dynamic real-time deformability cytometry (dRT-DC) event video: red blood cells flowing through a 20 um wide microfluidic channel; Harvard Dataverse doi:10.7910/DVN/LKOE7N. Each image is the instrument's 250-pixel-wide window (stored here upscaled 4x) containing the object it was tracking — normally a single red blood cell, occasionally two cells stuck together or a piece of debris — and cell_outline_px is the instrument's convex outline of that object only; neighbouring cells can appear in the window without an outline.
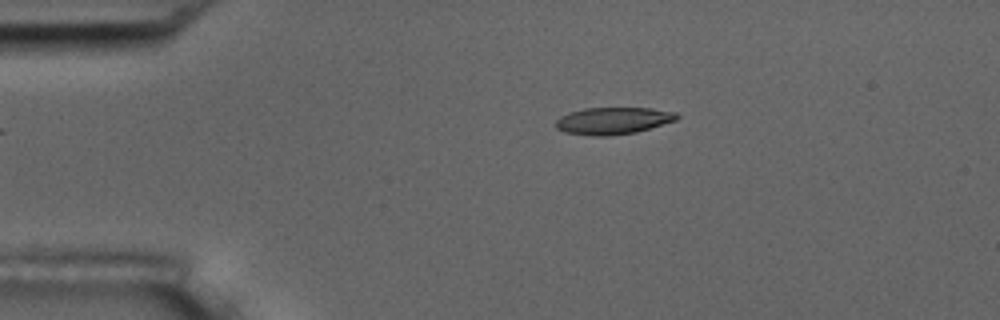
{"species": "common noctule bat (a hibernating species)", "species_latin": "Nyctalus noctula", "temperature_condition": "room temperature", "stored_images_in_passage": 3, "camera_frame_rate_fps": 3000, "um_per_image_px": 0.085, "animal": {"sex": "male", "body_mass_g": 17.5, "forearm_length_mm": 52.3}, "frame": {"image": 1, "passage_image": 2, "time_ms": 2.0, "image_size_px": [1000, 320], "cell_outline_px": [[680, 116], [676, 120], [636, 132], [608, 136], [592, 136], [564, 132], [556, 128], [556, 120], [560, 116], [568, 112], [584, 108], [652, 108], [676, 112]], "centroid_in_image_um": [52.09, 10.26], "position_along_channel_um": 32.9, "area_um2": 19.13}}